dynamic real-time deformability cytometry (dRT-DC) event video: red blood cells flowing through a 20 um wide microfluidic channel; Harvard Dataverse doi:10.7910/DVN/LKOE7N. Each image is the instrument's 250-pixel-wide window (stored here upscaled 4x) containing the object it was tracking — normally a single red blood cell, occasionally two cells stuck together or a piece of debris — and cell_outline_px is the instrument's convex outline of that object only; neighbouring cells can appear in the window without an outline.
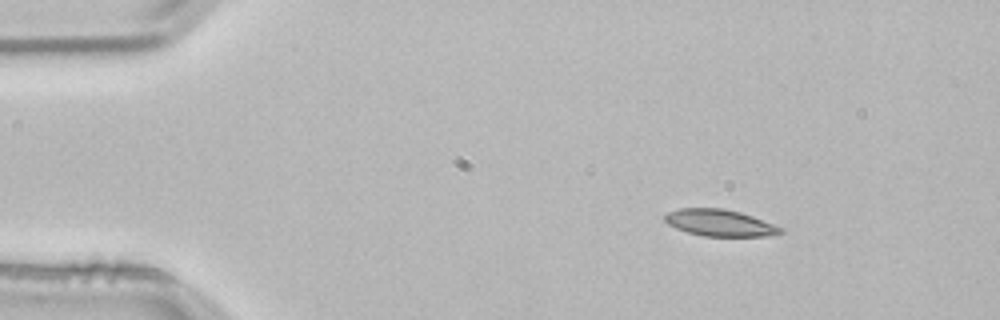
{"species": "common noctule bat (a hibernating species)", "species_latin": "Nyctalus noctula", "temperature_condition": "room temperature", "stored_images_in_passage": 2, "camera_frame_rate_fps": 3000, "um_per_image_px": 0.085, "animal": {"sex": "male", "body_mass_g": 21.5, "forearm_length_mm": 52.0}, "frame": {"image": 1, "passage_image": 1, "time_ms": 0.0, "image_size_px": [1000, 320], "cell_outline_px": [[784, 232], [768, 236], [704, 236], [688, 232], [676, 228], [668, 224], [664, 220], [664, 216], [668, 212], [680, 208], [724, 208], [740, 212], [752, 216], [784, 228]], "centroid_in_image_um": [61.19, 18.94], "position_along_channel_um": 23.8, "area_um2": 17.98}}